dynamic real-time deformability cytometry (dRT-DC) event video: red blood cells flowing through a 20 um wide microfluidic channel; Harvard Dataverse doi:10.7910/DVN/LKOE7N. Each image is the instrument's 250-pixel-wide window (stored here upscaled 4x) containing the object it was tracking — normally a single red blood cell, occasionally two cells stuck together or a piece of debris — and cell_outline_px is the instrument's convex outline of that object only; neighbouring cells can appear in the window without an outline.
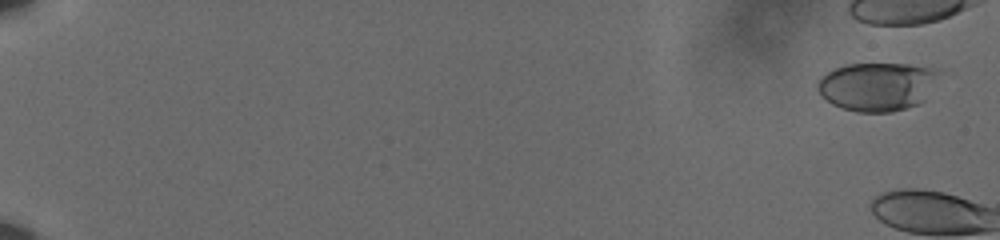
{"species": "human", "species_latin": "Homo sapiens", "temperature_condition": "cold", "stored_images_in_passage": 8, "camera_frame_rate_fps": 3000, "um_per_image_px": 0.085, "donor": {"sex": "male"}, "frame": {"image": 1, "passage_image": 3, "time_ms": 0.667, "image_size_px": [1000, 240], "cell_outline_px": [[936, 72], [916, 104], [892, 112], [856, 112], [840, 108], [832, 104], [816, 88], [816, 84], [828, 72], [836, 68], [848, 64], [908, 64], [928, 68]], "centroid_in_image_um": [74.39, 7.36], "position_along_channel_um": 10.6, "area_um2": 32.66}}